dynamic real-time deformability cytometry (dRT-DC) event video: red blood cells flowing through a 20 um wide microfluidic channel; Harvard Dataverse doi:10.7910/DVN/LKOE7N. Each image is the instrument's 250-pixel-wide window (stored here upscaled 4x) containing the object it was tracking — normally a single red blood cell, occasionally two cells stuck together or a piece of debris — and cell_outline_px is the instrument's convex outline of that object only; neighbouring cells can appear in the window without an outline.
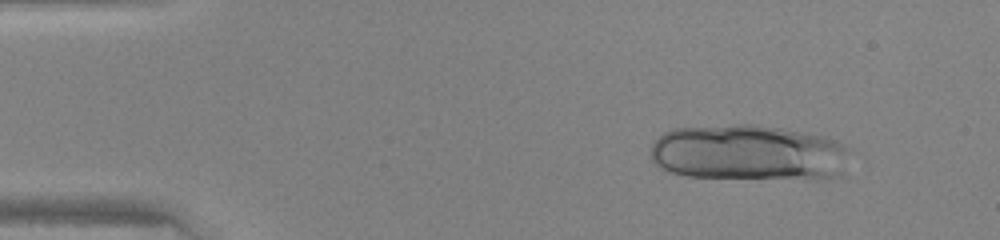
{"species": "human", "species_latin": "Homo sapiens", "temperature_condition": "warm", "stored_images_in_passage": 17, "camera_frame_rate_fps": 3000, "um_per_image_px": 0.085, "donor": {"sex": "female"}, "frame": {"image": 1, "passage_image": 5, "time_ms": 1.333, "image_size_px": [1000, 240], "cell_outline_px": [[848, 148], [840, 176], [688, 176], [668, 172], [660, 168], [652, 160], [652, 144], [664, 132], [672, 128], [736, 124], [756, 124], [780, 128], [824, 136], [836, 140], [844, 144]], "centroid_in_image_um": [63.52, 12.92], "position_along_channel_um": 21.5, "area_um2": 63.23}}